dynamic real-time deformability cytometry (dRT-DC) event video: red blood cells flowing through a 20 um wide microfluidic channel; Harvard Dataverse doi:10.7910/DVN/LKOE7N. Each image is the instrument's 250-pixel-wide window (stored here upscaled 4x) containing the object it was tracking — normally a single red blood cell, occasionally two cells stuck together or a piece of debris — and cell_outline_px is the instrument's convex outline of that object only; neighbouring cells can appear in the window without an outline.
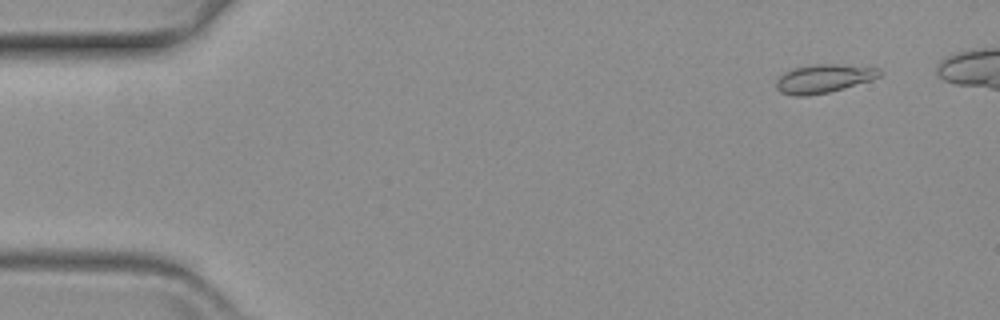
{"species": "common noctule bat (a hibernating species)", "species_latin": "Nyctalus noctula", "temperature_condition": "warm", "stored_images_in_passage": 49, "camera_frame_rate_fps": 3000, "um_per_image_px": 0.085, "animal": {"sex": "female", "body_mass_g": 19.3, "forearm_length_mm": 54.1}, "frame": {"image": 1, "passage_image": 1, "time_ms": 0.0, "image_size_px": [1000, 320], "cell_outline_px": [[880, 76], [872, 80], [844, 88], [828, 92], [808, 96], [796, 96], [780, 92], [776, 88], [776, 80], [784, 72], [792, 68], [816, 64], [836, 64], [876, 68], [880, 72]], "centroid_in_image_um": [69.96, 6.69], "position_along_channel_um": 15.0, "area_um2": 17.05}}
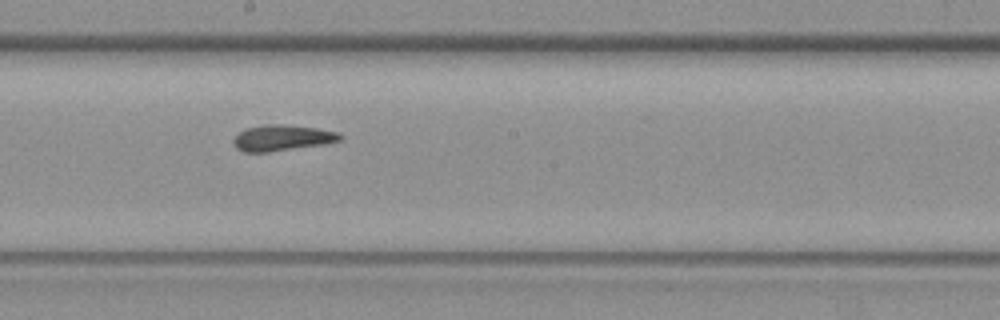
{"frame": {"image": 2, "passage_image": 29, "time_ms": 9.333, "image_size_px": [1000, 320], "cell_outline_px": [[344, 136], [340, 140], [324, 144], [268, 152], [244, 152], [236, 148], [232, 144], [232, 140], [240, 132], [248, 128], [268, 124], [284, 124], [316, 128], [336, 132]], "centroid_in_image_um": [23.96, 11.72], "position_along_channel_um": 224.2, "area_um2": 15.95}}
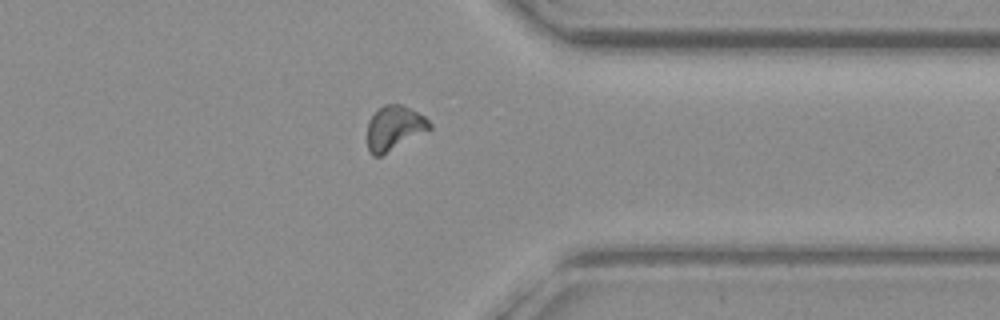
{"frame": {"image": 3, "passage_image": 43, "time_ms": 14.0, "image_size_px": [1000, 320], "cell_outline_px": [[432, 128], [380, 156], [372, 156], [368, 148], [368, 120], [384, 104], [400, 104], [424, 116], [432, 124]], "centroid_in_image_um": [33.51, 10.88], "position_along_channel_um": 377.9, "area_um2": 15.78}}